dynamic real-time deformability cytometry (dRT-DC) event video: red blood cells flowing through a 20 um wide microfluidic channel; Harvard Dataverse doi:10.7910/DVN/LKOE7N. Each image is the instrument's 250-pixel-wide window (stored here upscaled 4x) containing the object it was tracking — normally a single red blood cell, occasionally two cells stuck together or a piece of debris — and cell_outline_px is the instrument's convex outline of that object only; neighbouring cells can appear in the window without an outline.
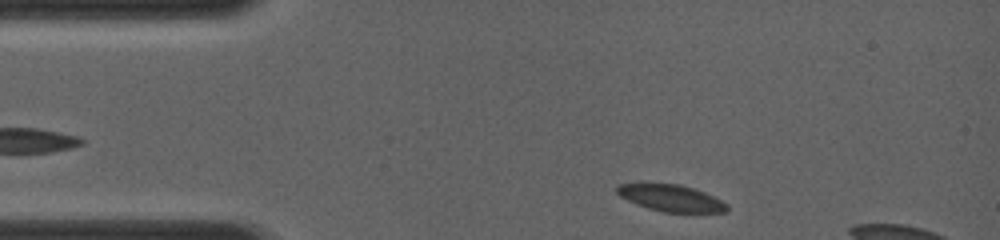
{"species": "common noctule bat (a hibernating species)", "species_latin": "Nyctalus noctula", "temperature_condition": "room temperature", "stored_images_in_passage": 11, "camera_frame_rate_fps": 4000, "um_per_image_px": 0.085, "animal": {"sex": "female", "body_mass_g": 19.0, "forearm_length_mm": 56.7}, "frame": {"image": 1, "passage_image": 3, "time_ms": 0.25, "image_size_px": [1000, 240], "cell_outline_px": [[728, 212], [664, 212], [648, 208], [636, 204], [620, 196], [616, 192], [616, 188], [620, 184], [680, 184], [704, 192], [728, 204]], "centroid_in_image_um": [57.05, 16.84], "position_along_channel_um": 27.9, "area_um2": 16.82}}